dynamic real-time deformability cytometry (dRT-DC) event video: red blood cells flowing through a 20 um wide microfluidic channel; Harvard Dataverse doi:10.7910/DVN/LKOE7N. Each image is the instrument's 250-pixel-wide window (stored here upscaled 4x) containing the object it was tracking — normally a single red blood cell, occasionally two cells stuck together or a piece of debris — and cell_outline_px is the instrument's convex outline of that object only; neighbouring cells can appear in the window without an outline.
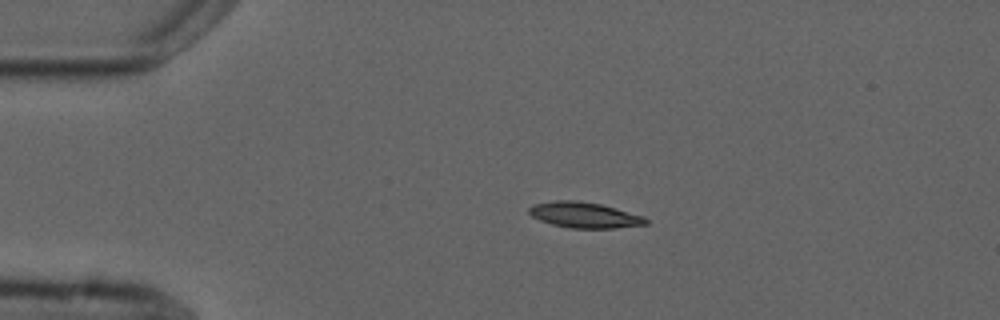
{"species": "common noctule bat (a hibernating species)", "species_latin": "Nyctalus noctula", "temperature_condition": "cold", "stored_images_in_passage": 3, "camera_frame_rate_fps": 3000, "um_per_image_px": 0.085, "animal": {"sex": "male", "forearm_length_mm": 52.5}, "frame": {"image": 1, "passage_image": 2, "time_ms": 1.333, "image_size_px": [1000, 320], "cell_outline_px": [[648, 224], [616, 228], [572, 228], [552, 224], [540, 220], [532, 216], [528, 212], [528, 208], [532, 204], [556, 200], [576, 200], [600, 204], [616, 208], [644, 216], [648, 220]], "centroid_in_image_um": [49.67, 18.27], "position_along_channel_um": 35.3, "area_um2": 17.51}}